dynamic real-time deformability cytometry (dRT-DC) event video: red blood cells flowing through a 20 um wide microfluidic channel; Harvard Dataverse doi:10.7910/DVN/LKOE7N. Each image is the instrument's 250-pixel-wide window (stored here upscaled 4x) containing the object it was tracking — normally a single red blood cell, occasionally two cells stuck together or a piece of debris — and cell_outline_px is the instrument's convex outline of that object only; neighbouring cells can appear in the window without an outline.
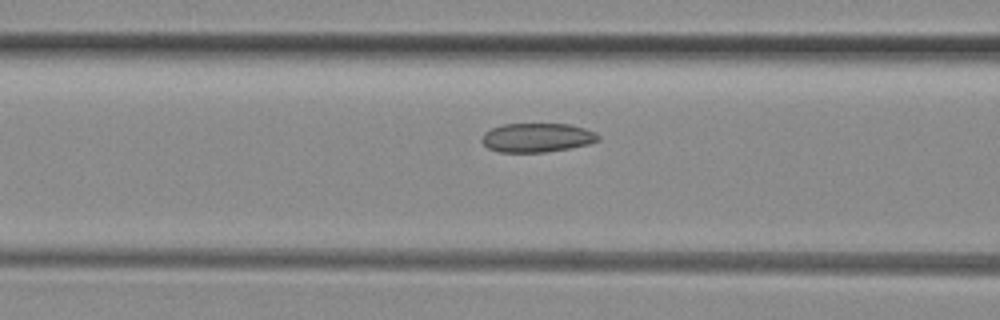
{"species": "common noctule bat (a hibernating species)", "species_latin": "Nyctalus noctula", "temperature_condition": "room temperature", "stored_images_in_passage": 10, "camera_frame_rate_fps": 3000, "um_per_image_px": 0.085, "animal": {"sex": "female", "body_mass_g": 29.2, "forearm_length_mm": 56.3}, "frame": {"image": 1, "passage_image": 8, "time_ms": 2.333, "image_size_px": [1000, 320], "cell_outline_px": [[600, 140], [588, 144], [568, 148], [544, 152], [496, 152], [488, 148], [480, 140], [484, 132], [492, 128], [504, 124], [568, 124], [584, 128], [596, 132], [600, 136]], "centroid_in_image_um": [45.63, 11.7], "position_along_channel_um": 121.0, "area_um2": 19.71}}